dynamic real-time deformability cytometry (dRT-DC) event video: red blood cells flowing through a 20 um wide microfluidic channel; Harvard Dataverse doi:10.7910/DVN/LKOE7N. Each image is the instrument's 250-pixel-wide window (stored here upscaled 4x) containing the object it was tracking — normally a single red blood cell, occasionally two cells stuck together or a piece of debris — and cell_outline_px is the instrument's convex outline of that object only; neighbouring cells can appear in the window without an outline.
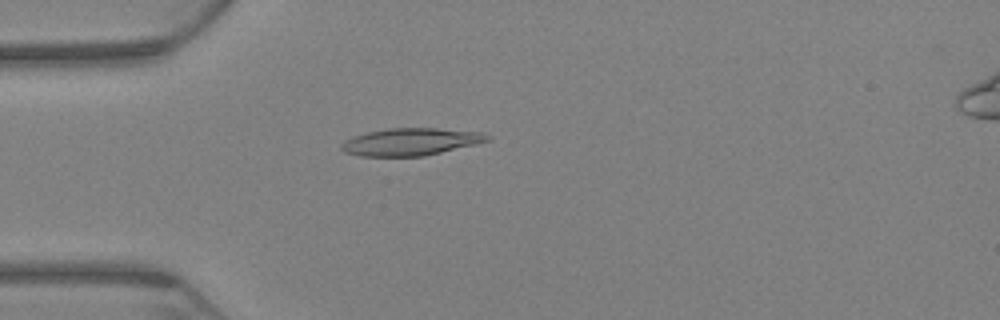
{"species": "Egyptian fruit bat (a non-hibernating species)", "species_latin": "Rousettus aegyptiacus", "temperature_condition": "warm", "stored_images_in_passage": 68, "camera_frame_rate_fps": 3000, "um_per_image_px": 0.085, "animal": {"sex": "female"}, "frame": {"image": 1, "passage_image": 19, "time_ms": 6.0, "image_size_px": [1000, 320], "cell_outline_px": [[492, 140], [476, 144], [424, 156], [360, 156], [344, 152], [340, 148], [340, 144], [344, 140], [368, 132], [388, 128], [436, 128], [480, 132], [492, 136]], "centroid_in_image_um": [34.93, 12.05], "position_along_channel_um": 50.1, "area_um2": 23.24}}
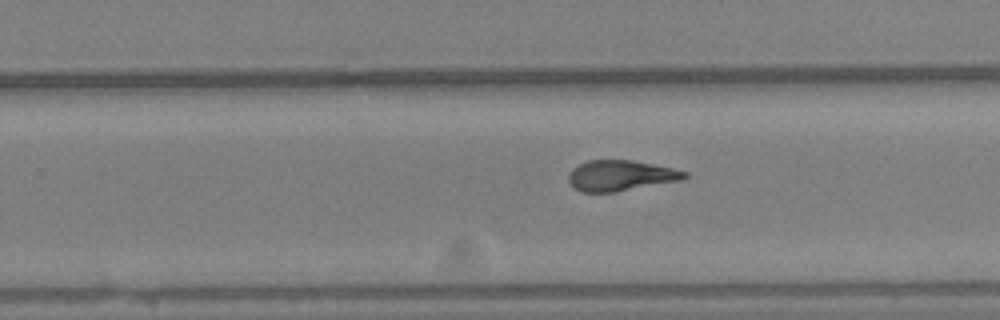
{"frame": {"image": 2, "passage_image": 43, "time_ms": 14.0, "image_size_px": [1000, 320], "cell_outline_px": [[688, 176], [684, 180], [616, 192], [580, 192], [568, 180], [568, 176], [572, 168], [588, 160], [632, 160], [672, 168], [688, 172]], "centroid_in_image_um": [52.79, 14.93], "position_along_channel_um": 277.0, "area_um2": 20.75}}
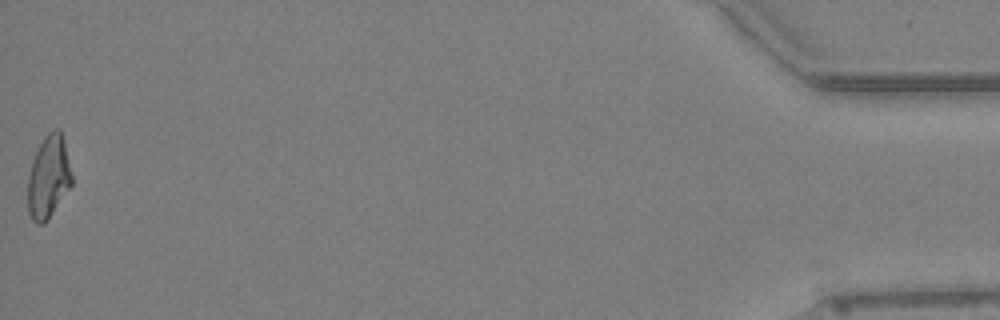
{"frame": {"image": 3, "passage_image": 68, "time_ms": 22.333, "image_size_px": [1000, 320], "cell_outline_px": [[72, 184], [48, 220], [44, 224], [36, 224], [32, 220], [28, 212], [28, 176], [36, 152], [44, 136], [48, 132], [56, 128], [60, 128], [72, 176]], "centroid_in_image_um": [4.11, 15.08], "position_along_channel_um": 431.1, "area_um2": 20.98}, "authors_computed_cell_mechanics": {"area_um2": 21.386, "velocity_mm_per_s": 2.9945, "shape_relaxation_time_tau1_ms": null, "shape_relaxation_time_tau2_ms": 2.715, "deformation_change_tau1": null, "deformation_change_tau2": 0.105}}